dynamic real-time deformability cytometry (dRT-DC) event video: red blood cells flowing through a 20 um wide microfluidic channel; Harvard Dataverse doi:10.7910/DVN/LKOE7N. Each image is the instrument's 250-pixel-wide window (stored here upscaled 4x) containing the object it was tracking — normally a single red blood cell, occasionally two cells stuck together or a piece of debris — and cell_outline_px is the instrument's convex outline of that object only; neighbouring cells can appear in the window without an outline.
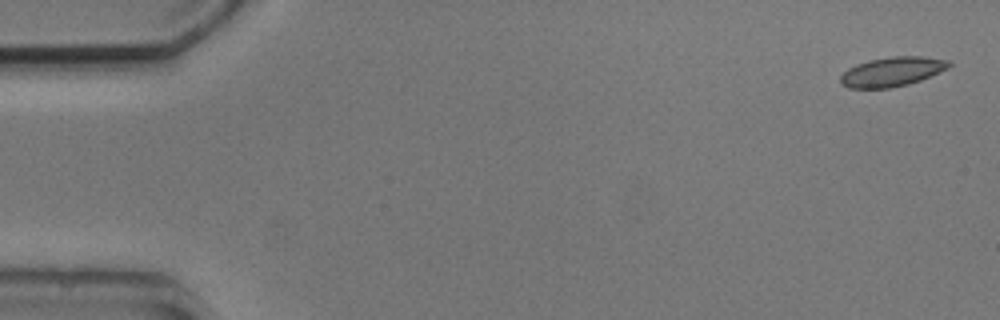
{"species": "common noctule bat (a hibernating species)", "species_latin": "Nyctalus noctula", "temperature_condition": "cold", "stored_images_in_passage": 5, "camera_frame_rate_fps": 3000, "um_per_image_px": 0.085, "animal": {"sex": "male", "body_mass_g": 20.5, "forearm_length_mm": 52.5}, "frame": {"image": 1, "passage_image": 1, "time_ms": 0.0, "image_size_px": [1000, 320], "cell_outline_px": [[952, 64], [948, 68], [940, 72], [920, 80], [908, 84], [888, 88], [848, 88], [840, 84], [840, 76], [848, 68], [856, 64], [868, 60], [892, 56], [924, 56], [952, 60]], "centroid_in_image_um": [75.84, 6.08], "position_along_channel_um": 9.2, "area_um2": 18.79}}
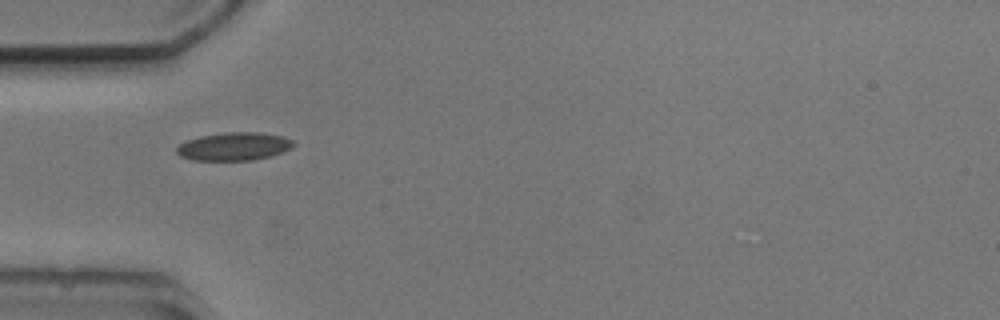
{"frame": {"image": 2, "passage_image": 5, "time_ms": 5.0, "image_size_px": [1000, 320], "cell_outline_px": [[296, 144], [292, 148], [272, 156], [252, 160], [192, 160], [180, 156], [176, 152], [176, 148], [184, 140], [200, 136], [228, 132], [260, 132], [280, 136], [292, 140]], "centroid_in_image_um": [19.88, 12.45], "position_along_channel_um": 65.1, "area_um2": 19.19}}